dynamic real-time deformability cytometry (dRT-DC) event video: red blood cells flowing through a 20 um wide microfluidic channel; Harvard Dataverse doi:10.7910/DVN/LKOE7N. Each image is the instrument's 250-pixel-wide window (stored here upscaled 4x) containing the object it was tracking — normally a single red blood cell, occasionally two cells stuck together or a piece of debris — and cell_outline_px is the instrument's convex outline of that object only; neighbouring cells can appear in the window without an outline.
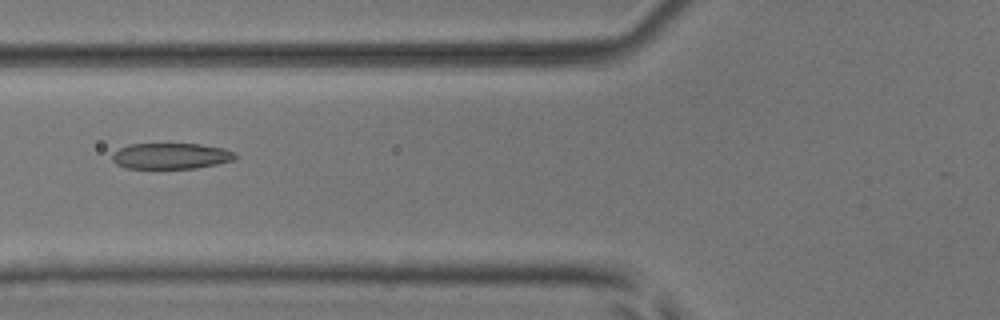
{"species": "common noctule bat (a hibernating species)", "species_latin": "Nyctalus noctula", "temperature_condition": "room temperature", "stored_images_in_passage": 4, "camera_frame_rate_fps": 3000, "um_per_image_px": 0.085, "animal": {"sex": "male", "body_mass_g": 17.9, "forearm_length_mm": 54.2}, "frame": {"image": 1, "passage_image": 4, "time_ms": 1.0, "image_size_px": [1000, 320], "cell_outline_px": [[236, 160], [196, 168], [128, 168], [116, 164], [112, 160], [112, 152], [128, 144], [200, 144], [224, 148], [236, 152]], "centroid_in_image_um": [14.54, 13.25], "position_along_channel_um": 111.3, "area_um2": 18.67}}